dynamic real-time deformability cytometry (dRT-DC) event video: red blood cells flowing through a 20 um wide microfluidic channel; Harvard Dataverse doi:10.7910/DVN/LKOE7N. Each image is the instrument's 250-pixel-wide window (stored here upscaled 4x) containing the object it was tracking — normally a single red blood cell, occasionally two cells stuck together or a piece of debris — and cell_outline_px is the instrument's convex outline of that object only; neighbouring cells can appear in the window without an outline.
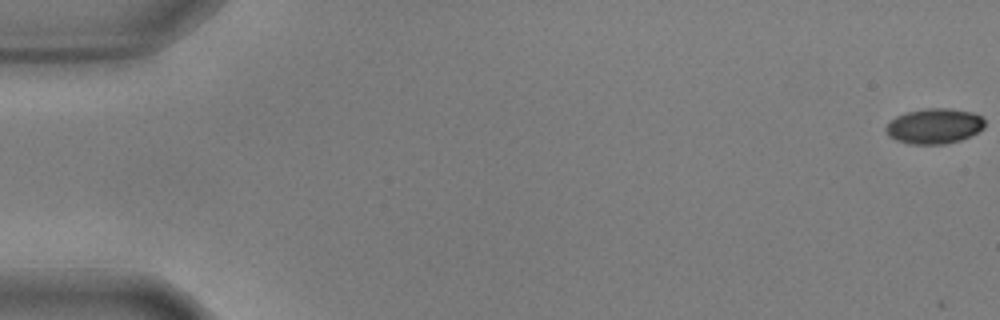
{"species": "common noctule bat (a hibernating species)", "species_latin": "Nyctalus noctula", "temperature_condition": "warm", "stored_images_in_passage": 13, "camera_frame_rate_fps": 3000, "um_per_image_px": 0.085, "animal": {"sex": "male", "body_mass_g": 17.9, "forearm_length_mm": 54.2}, "frame": {"image": 1, "passage_image": 1, "time_ms": 0.0, "image_size_px": [1000, 320], "cell_outline_px": [[984, 128], [960, 140], [944, 144], [912, 144], [896, 140], [888, 136], [884, 128], [896, 116], [908, 112], [928, 108], [948, 108], [972, 112], [980, 116], [984, 120]], "centroid_in_image_um": [79.4, 10.72], "position_along_channel_um": 5.6, "area_um2": 20.11}}